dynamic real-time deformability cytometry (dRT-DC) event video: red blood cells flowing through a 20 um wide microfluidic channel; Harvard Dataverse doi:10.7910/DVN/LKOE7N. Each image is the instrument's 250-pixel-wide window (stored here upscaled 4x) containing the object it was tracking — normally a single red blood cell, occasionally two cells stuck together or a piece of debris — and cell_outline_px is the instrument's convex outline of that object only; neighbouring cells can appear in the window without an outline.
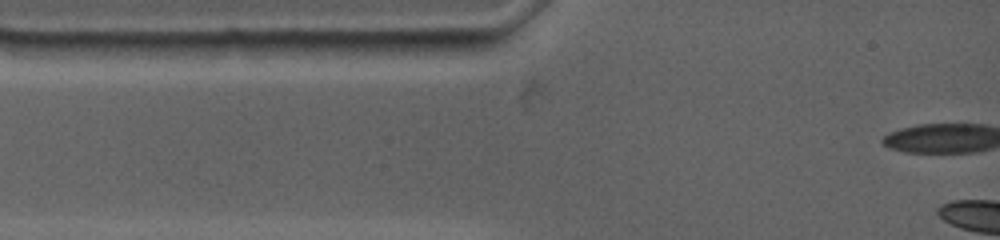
{"species": "common noctule bat (a hibernating species)", "species_latin": "Nyctalus noctula", "temperature_condition": "warm", "stored_images_in_passage": 2, "camera_frame_rate_fps": 4500, "um_per_image_px": 0.085, "animal": {"sex": "female", "body_mass_g": 19.0, "forearm_length_mm": 53.3}, "frame": {"image": 1, "passage_image": 1, "time_ms": 0.0, "image_size_px": [1000, 240], "cell_outline_px": [[492, 44], [488, 48], [460, 56], [412, 56], [392, 52], [384, 44], [384, 40], [480, 40]], "centroid_in_image_um": [37.05, 4.02], "position_along_channel_um": 47.9, "area_um2": 10.46}}